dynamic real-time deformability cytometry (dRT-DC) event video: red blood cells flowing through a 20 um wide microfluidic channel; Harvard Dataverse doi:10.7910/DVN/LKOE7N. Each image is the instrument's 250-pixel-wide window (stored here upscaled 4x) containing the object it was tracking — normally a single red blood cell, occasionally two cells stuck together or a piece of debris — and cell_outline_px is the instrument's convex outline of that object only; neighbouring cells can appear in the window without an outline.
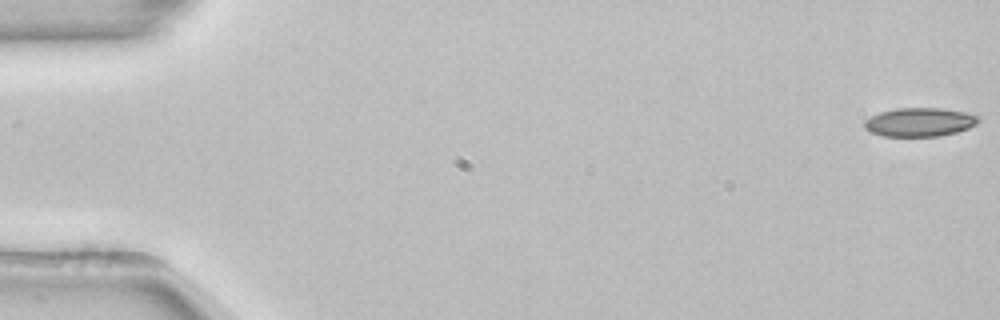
{"species": "common noctule bat (a hibernating species)", "species_latin": "Nyctalus noctula", "temperature_condition": "room temperature", "stored_images_in_passage": 54, "camera_frame_rate_fps": 3000, "um_per_image_px": 0.085, "animal": {"sex": "female", "body_mass_g": 22.7, "forearm_length_mm": 54.2}, "frame": {"image": 1, "passage_image": 1, "time_ms": 0.0, "image_size_px": [1000, 320], "cell_outline_px": [[980, 120], [976, 124], [968, 128], [956, 132], [940, 136], [880, 136], [868, 132], [864, 128], [864, 120], [880, 112], [896, 108], [940, 108], [964, 112], [980, 116]], "centroid_in_image_um": [78.14, 10.38], "position_along_channel_um": 6.9, "area_um2": 19.19}}
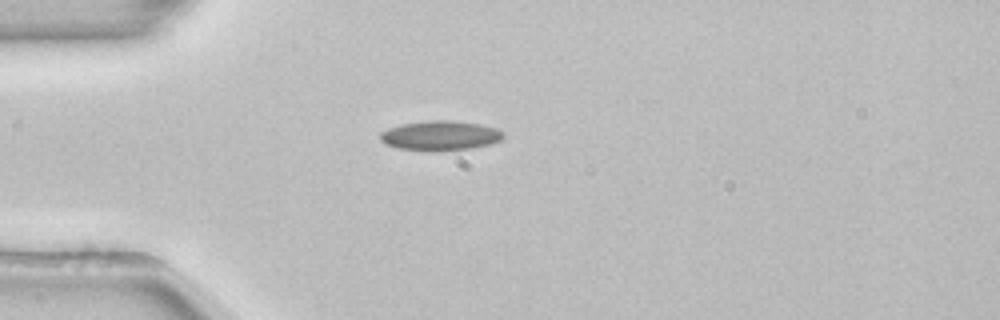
{"frame": {"image": 2, "passage_image": 15, "time_ms": 4.667, "image_size_px": [1000, 320], "cell_outline_px": [[504, 136], [500, 140], [492, 144], [472, 148], [400, 148], [388, 144], [380, 140], [380, 132], [388, 128], [400, 124], [428, 120], [448, 120], [480, 124], [496, 128], [504, 132]], "centroid_in_image_um": [37.46, 11.47], "position_along_channel_um": 47.5, "area_um2": 20.4}}
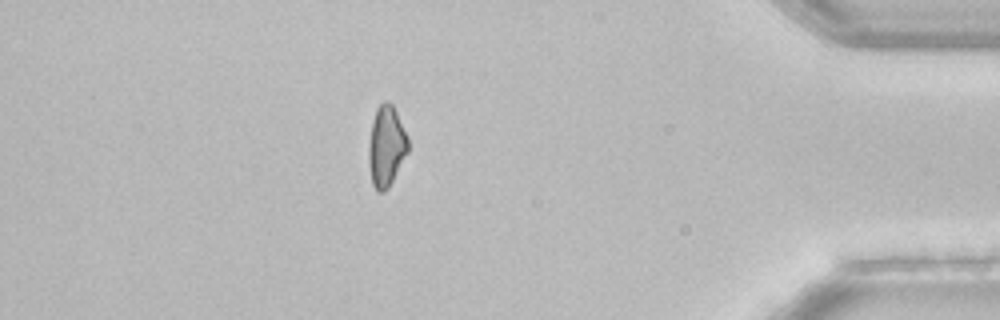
{"frame": {"image": 3, "passage_image": 47, "time_ms": 15.333, "image_size_px": [1000, 320], "cell_outline_px": [[408, 152], [388, 188], [384, 192], [376, 192], [372, 184], [368, 164], [368, 144], [372, 120], [376, 108], [384, 100], [388, 100], [392, 104], [408, 136]], "centroid_in_image_um": [32.81, 12.43], "position_along_channel_um": 402.4, "area_um2": 18.79}}